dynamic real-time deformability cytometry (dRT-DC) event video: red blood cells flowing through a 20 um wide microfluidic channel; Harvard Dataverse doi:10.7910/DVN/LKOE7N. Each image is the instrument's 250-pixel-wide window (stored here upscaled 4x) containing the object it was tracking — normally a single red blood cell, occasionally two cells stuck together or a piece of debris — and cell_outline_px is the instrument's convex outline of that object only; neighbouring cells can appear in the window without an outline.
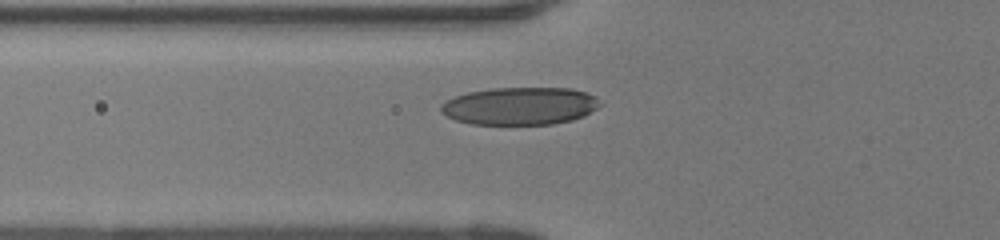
{"species": "human", "species_latin": "Homo sapiens", "temperature_condition": "room temperature", "stored_images_in_passage": 28, "camera_frame_rate_fps": 3000, "um_per_image_px": 0.085, "donor": {"sex": "female"}, "frame": {"image": 1, "passage_image": 2, "time_ms": 0.333, "image_size_px": [1000, 240], "cell_outline_px": [[600, 104], [596, 108], [584, 116], [572, 120], [552, 124], [472, 124], [456, 120], [440, 112], [440, 104], [456, 96], [468, 92], [492, 88], [572, 88], [588, 92], [596, 96]], "centroid_in_image_um": [44.21, 9.0], "position_along_channel_um": 81.6, "area_um2": 34.91}}
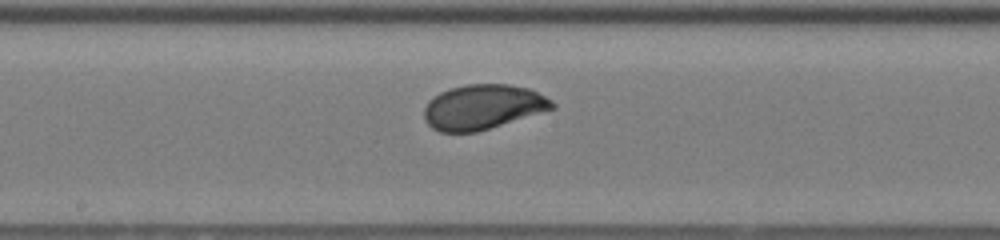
{"frame": {"image": 2, "passage_image": 11, "time_ms": 3.333, "image_size_px": [1000, 240], "cell_outline_px": [[556, 108], [476, 132], [440, 132], [432, 128], [424, 120], [424, 108], [428, 100], [440, 92], [464, 84], [508, 84], [528, 88], [552, 100], [556, 104]], "centroid_in_image_um": [41.03, 9.09], "position_along_channel_um": 207.2, "area_um2": 33.41}}
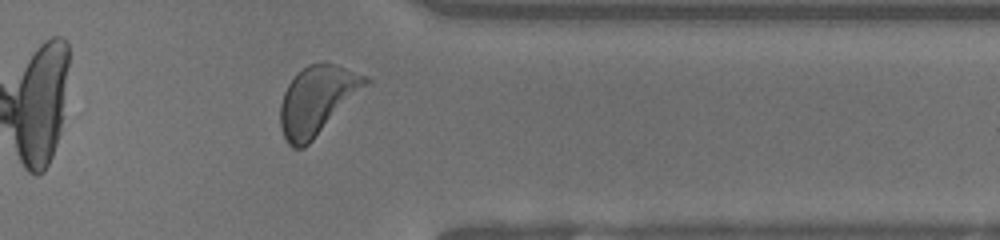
{"frame": {"image": 3, "passage_image": 24, "time_ms": 7.667, "image_size_px": [1000, 240], "cell_outline_px": [[372, 80], [304, 148], [292, 148], [288, 144], [280, 128], [280, 104], [284, 92], [288, 84], [308, 64], [324, 60], [336, 64], [368, 76]], "centroid_in_image_um": [26.95, 8.5], "position_along_channel_um": 384.5, "area_um2": 33.87}, "authors_computed_cell_mechanics": {"area_um2": 33.3795, "velocity_mm_per_s": 4.1727, "shape_relaxation_time_tau1_ms": 2.1439, "shape_relaxation_time_tau2_ms": 4.5547, "deformation_change_tau1": 0.1367, "deformation_change_tau2": 0.0953}}